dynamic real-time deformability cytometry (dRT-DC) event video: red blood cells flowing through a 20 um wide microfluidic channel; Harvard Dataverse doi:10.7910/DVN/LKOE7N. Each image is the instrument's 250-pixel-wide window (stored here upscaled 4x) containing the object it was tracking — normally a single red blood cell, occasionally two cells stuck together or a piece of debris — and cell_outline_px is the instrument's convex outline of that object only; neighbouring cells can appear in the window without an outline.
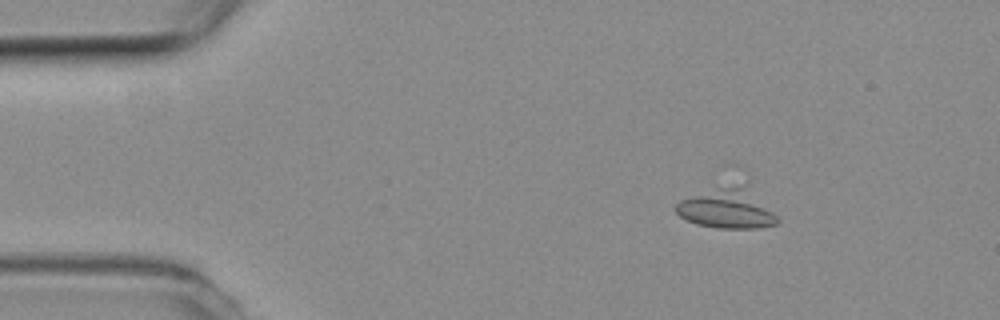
{"species": "common noctule bat (a hibernating species)", "species_latin": "Nyctalus noctula", "temperature_condition": "room temperature", "stored_images_in_passage": 21, "camera_frame_rate_fps": 3000, "um_per_image_px": 0.085, "animal": {"sex": "female", "body_mass_g": 19.3, "forearm_length_mm": 54.1}, "frame": {"image": 1, "passage_image": 10, "time_ms": 3.0, "image_size_px": [1000, 320], "cell_outline_px": [[780, 220], [776, 224], [760, 228], [720, 228], [696, 224], [680, 216], [676, 212], [676, 204], [680, 200], [720, 188], [744, 184]], "centroid_in_image_um": [61.8, 17.78], "position_along_channel_um": 23.2, "area_um2": 22.54}}
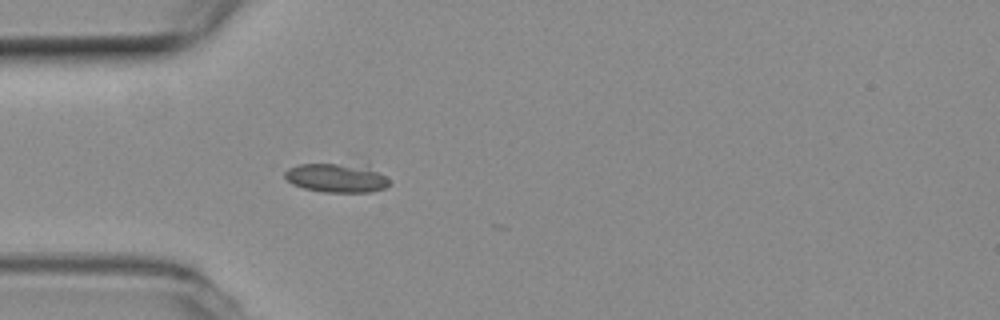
{"frame": {"image": 2, "passage_image": 18, "time_ms": 5.667, "image_size_px": [1000, 320], "cell_outline_px": [[392, 184], [384, 188], [372, 192], [324, 192], [304, 188], [292, 184], [284, 176], [284, 172], [288, 168], [300, 164], [368, 156]], "centroid_in_image_um": [28.8, 14.95], "position_along_channel_um": 56.2, "area_um2": 20.4}}